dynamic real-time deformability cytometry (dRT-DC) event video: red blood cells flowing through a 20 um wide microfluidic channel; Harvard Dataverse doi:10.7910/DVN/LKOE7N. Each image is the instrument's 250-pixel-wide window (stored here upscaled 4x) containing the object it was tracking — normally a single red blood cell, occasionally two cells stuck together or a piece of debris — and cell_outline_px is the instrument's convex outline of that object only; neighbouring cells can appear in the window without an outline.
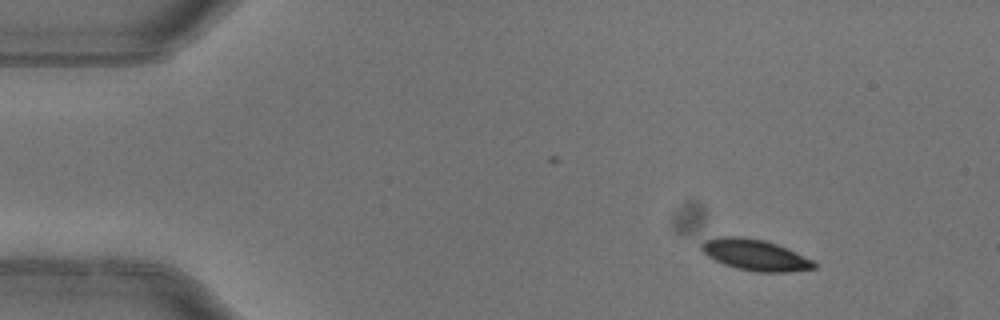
{"species": "common noctule bat (a hibernating species)", "species_latin": "Nyctalus noctula", "temperature_condition": "warm", "stored_images_in_passage": 5, "camera_frame_rate_fps": 3000, "um_per_image_px": 0.085, "animal": {"sex": "female"}, "frame": {"image": 1, "passage_image": 1, "time_ms": 0.0, "image_size_px": [1000, 320], "cell_outline_px": [[816, 268], [788, 272], [756, 272], [736, 268], [724, 264], [708, 256], [700, 248], [700, 244], [704, 240], [716, 236], [740, 236], [764, 240], [788, 248], [812, 260], [816, 264]], "centroid_in_image_um": [64.16, 21.66], "position_along_channel_um": 20.8, "area_um2": 20.46}}